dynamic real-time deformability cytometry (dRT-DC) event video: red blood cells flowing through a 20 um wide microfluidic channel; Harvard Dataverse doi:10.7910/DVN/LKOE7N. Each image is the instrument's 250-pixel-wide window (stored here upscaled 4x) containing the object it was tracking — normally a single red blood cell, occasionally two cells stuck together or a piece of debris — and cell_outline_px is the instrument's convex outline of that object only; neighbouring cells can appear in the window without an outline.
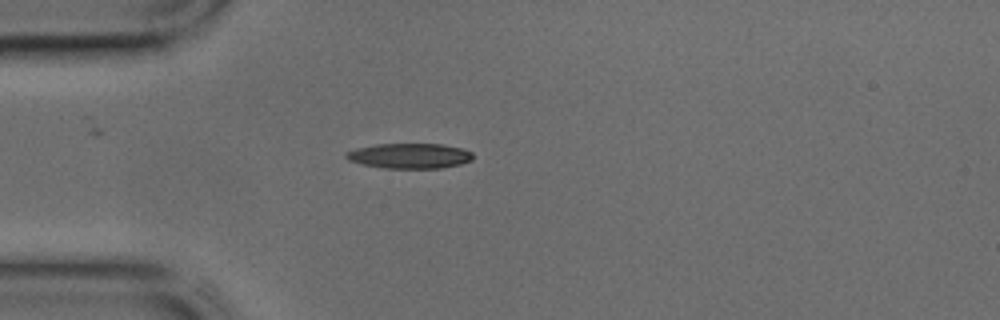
{"species": "common noctule bat (a hibernating species)", "species_latin": "Nyctalus noctula", "temperature_condition": "cold", "stored_images_in_passage": 10, "camera_frame_rate_fps": 3000, "um_per_image_px": 0.085, "animal": {"sex": "male", "body_mass_g": 17.9, "forearm_length_mm": 54.2}, "frame": {"image": 1, "passage_image": 8, "time_ms": 2.333, "image_size_px": [1000, 320], "cell_outline_px": [[472, 160], [460, 164], [440, 168], [384, 168], [360, 164], [348, 160], [344, 156], [344, 152], [356, 148], [376, 144], [440, 144], [464, 148], [472, 152]], "centroid_in_image_um": [34.78, 13.24], "position_along_channel_um": 50.2, "area_um2": 18.73}}